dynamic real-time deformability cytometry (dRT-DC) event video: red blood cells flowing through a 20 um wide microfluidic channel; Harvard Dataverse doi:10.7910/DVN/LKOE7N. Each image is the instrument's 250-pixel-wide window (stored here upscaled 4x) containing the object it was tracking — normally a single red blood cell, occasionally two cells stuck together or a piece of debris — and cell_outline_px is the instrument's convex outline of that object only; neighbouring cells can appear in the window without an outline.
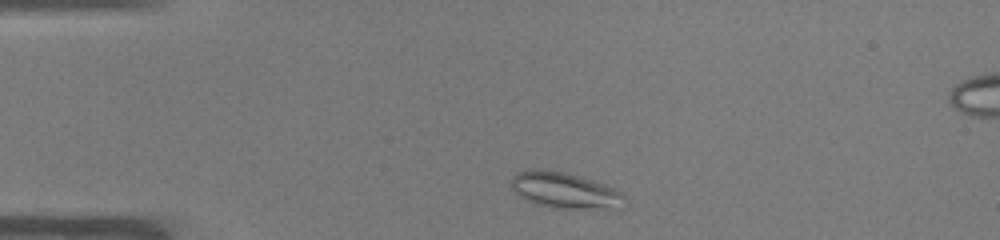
{"species": "common noctule bat (a hibernating species)", "species_latin": "Nyctalus noctula", "temperature_condition": "warm", "stored_images_in_passage": 43, "camera_frame_rate_fps": 3000, "um_per_image_px": 0.085, "animal": {"sex": "male", "body_mass_g": 19.0, "forearm_length_mm": 50.8}, "frame": {"image": 1, "passage_image": 3, "time_ms": 0.667, "image_size_px": [1000, 240], "cell_outline_px": [[624, 208], [552, 208], [536, 204], [520, 196], [512, 188], [512, 176], [528, 168], [544, 168], [568, 172], [604, 184], [620, 192], [624, 196]], "centroid_in_image_um": [47.99, 16.16], "position_along_channel_um": 37.0, "area_um2": 23.81}}
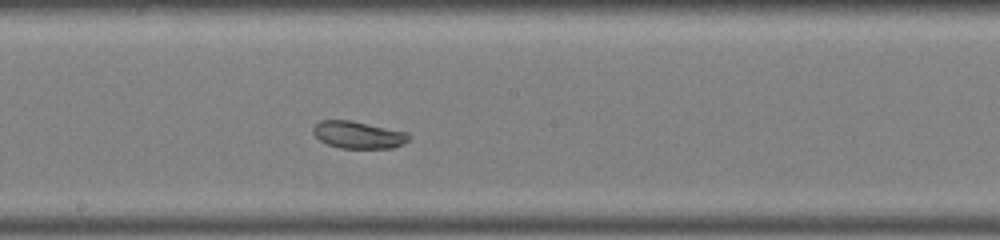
{"frame": {"image": 2, "passage_image": 20, "time_ms": 6.333, "image_size_px": [1000, 240], "cell_outline_px": [[412, 136], [408, 140], [392, 148], [340, 148], [328, 144], [320, 140], [312, 132], [312, 128], [320, 120], [352, 120], [408, 132]], "centroid_in_image_um": [30.45, 11.45], "position_along_channel_um": 217.7, "area_um2": 15.2}}
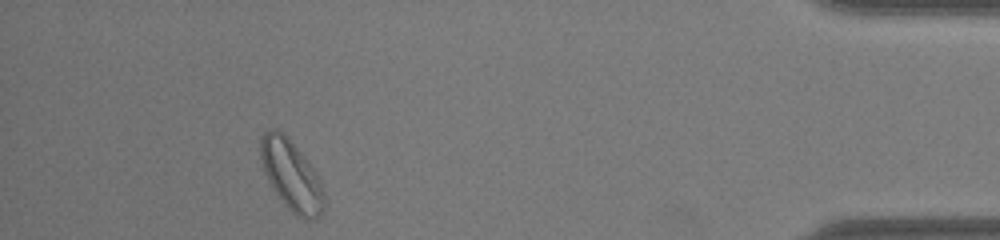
{"frame": {"image": 3, "passage_image": 39, "time_ms": 12.667, "image_size_px": [1000, 240], "cell_outline_px": [[324, 208], [312, 220], [304, 220], [296, 216], [284, 204], [272, 188], [264, 172], [260, 160], [260, 140], [264, 132], [272, 128], [276, 128], [304, 156], [316, 172], [320, 180], [324, 192]], "centroid_in_image_um": [24.75, 14.93], "position_along_channel_um": 410.4, "area_um2": 25.72}}